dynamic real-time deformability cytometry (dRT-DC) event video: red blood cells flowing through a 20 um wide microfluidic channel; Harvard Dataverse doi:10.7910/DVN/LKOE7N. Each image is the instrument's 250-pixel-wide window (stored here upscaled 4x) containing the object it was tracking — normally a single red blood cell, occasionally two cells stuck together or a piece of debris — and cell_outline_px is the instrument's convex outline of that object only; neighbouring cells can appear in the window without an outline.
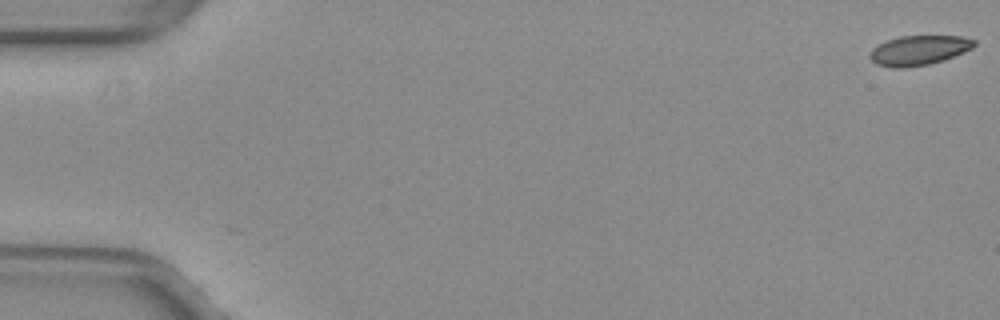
{"species": "common noctule bat (a hibernating species)", "species_latin": "Nyctalus noctula", "temperature_condition": "warm", "stored_images_in_passage": 53, "camera_frame_rate_fps": 3000, "um_per_image_px": 0.085, "animal": {"sex": "female", "body_mass_g": 29.2, "forearm_length_mm": 56.3}, "frame": {"image": 1, "passage_image": 1, "time_ms": 0.0, "image_size_px": [1000, 320], "cell_outline_px": [[976, 44], [972, 48], [944, 60], [928, 64], [904, 68], [892, 68], [876, 64], [868, 56], [872, 48], [888, 40], [900, 36], [960, 36], [976, 40]], "centroid_in_image_um": [78.09, 4.28], "position_along_channel_um": 6.9, "area_um2": 17.98}}
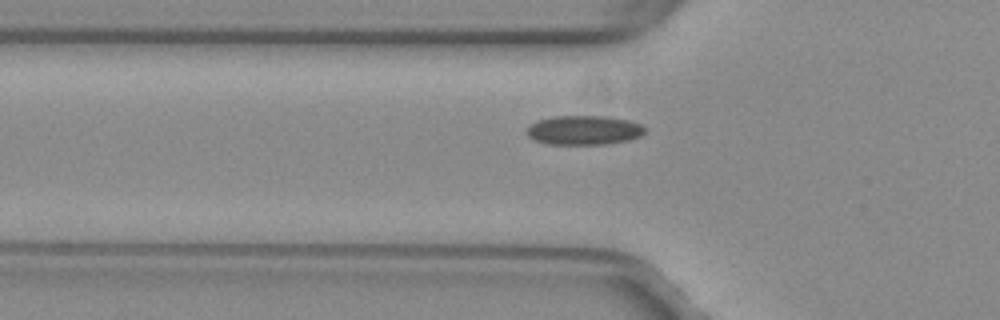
{"frame": {"image": 2, "passage_image": 19, "time_ms": 6.0, "image_size_px": [1000, 320], "cell_outline_px": [[648, 128], [640, 136], [628, 140], [608, 144], [548, 144], [536, 140], [528, 136], [524, 132], [528, 124], [536, 120], [556, 116], [608, 116], [628, 120], [640, 124]], "centroid_in_image_um": [49.61, 11.06], "position_along_channel_um": 76.2, "area_um2": 20.4}}
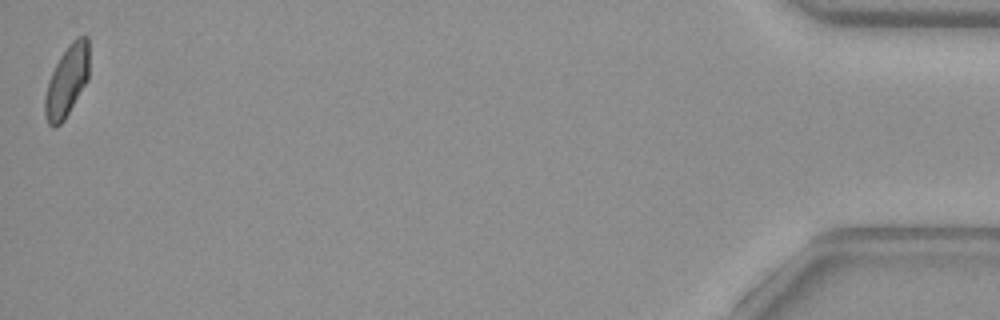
{"frame": {"image": 3, "passage_image": 53, "time_ms": 17.333, "image_size_px": [1000, 320], "cell_outline_px": [[88, 80], [64, 120], [60, 124], [52, 128], [48, 124], [44, 116], [44, 100], [48, 80], [60, 56], [68, 44], [76, 36], [88, 36]], "centroid_in_image_um": [5.67, 6.89], "position_along_channel_um": 429.5, "area_um2": 18.44}, "authors_computed_cell_mechanics": {"area_um2": 19.1318, "velocity_mm_per_s": 3.9824, "shape_relaxation_time_tau1_ms": 10.164, "shape_relaxation_time_tau2_ms": 1.2279, "deformation_change_tau1": 0.153, "deformation_change_tau2": 0.0734}}